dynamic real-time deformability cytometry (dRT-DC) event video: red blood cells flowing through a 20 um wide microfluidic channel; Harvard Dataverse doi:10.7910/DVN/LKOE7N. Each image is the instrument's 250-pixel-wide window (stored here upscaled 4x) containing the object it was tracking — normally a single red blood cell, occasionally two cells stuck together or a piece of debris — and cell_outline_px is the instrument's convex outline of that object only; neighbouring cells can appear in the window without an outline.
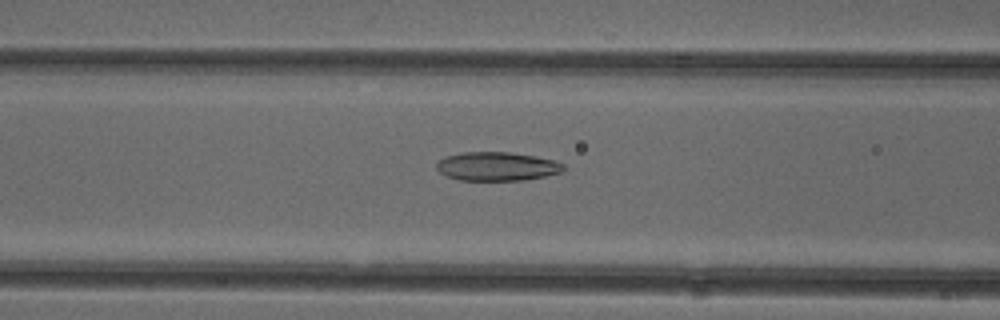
{"species": "common noctule bat (a hibernating species)", "species_latin": "Nyctalus noctula", "temperature_condition": "cold", "stored_images_in_passage": 52, "camera_frame_rate_fps": 3000, "um_per_image_px": 0.085, "animal": {"sex": "female"}, "frame": {"image": 1, "passage_image": 21, "time_ms": 6.667, "image_size_px": [1000, 320], "cell_outline_px": [[564, 168], [560, 172], [544, 176], [524, 180], [460, 180], [448, 176], [440, 172], [436, 168], [436, 164], [444, 156], [460, 152], [508, 152], [536, 156], [552, 160], [564, 164]], "centroid_in_image_um": [42.21, 14.13], "position_along_channel_um": 124.4, "area_um2": 21.15}}
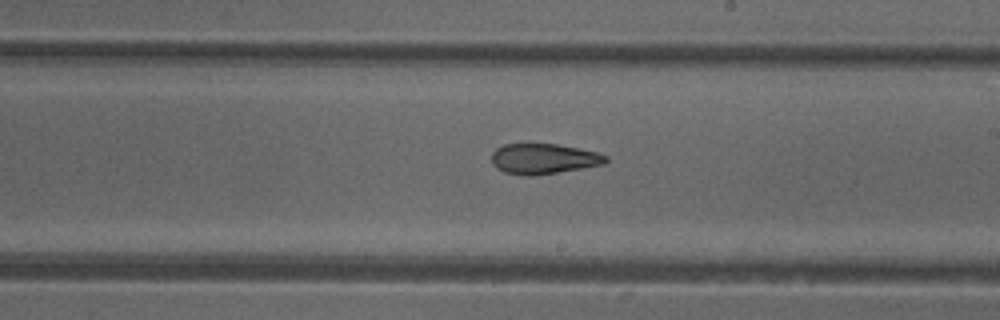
{"frame": {"image": 2, "passage_image": 30, "time_ms": 9.667, "image_size_px": [1000, 320], "cell_outline_px": [[608, 160], [604, 164], [556, 172], [528, 176], [504, 172], [496, 168], [492, 164], [492, 152], [496, 148], [504, 144], [556, 144], [596, 152], [608, 156]], "centroid_in_image_um": [46.17, 13.49], "position_along_channel_um": 242.8, "area_um2": 19.94}}
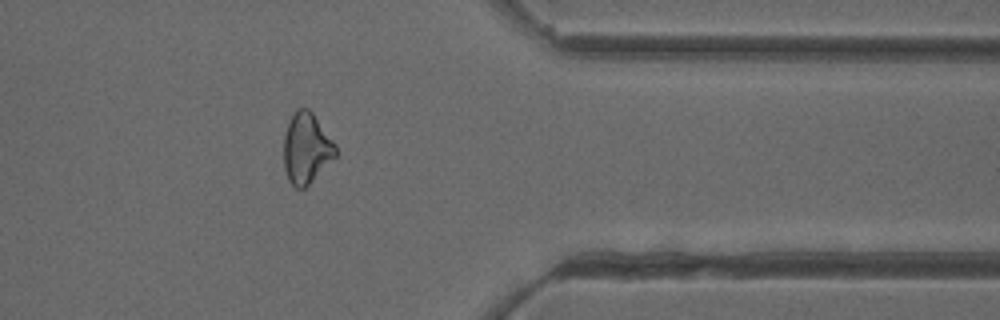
{"frame": {"image": 3, "passage_image": 42, "time_ms": 13.667, "image_size_px": [1000, 320], "cell_outline_px": [[336, 156], [304, 188], [296, 188], [288, 180], [284, 168], [284, 136], [288, 120], [292, 112], [296, 108], [308, 108], [312, 112], [336, 144]], "centroid_in_image_um": [26.02, 12.56], "position_along_channel_um": 385.4, "area_um2": 21.33}, "authors_computed_cell_mechanics": {"area_um2": 22.7443, "velocity_mm_per_s": 3.95, "shape_relaxation_time_tau1_ms": null, "shape_relaxation_time_tau2_ms": 2.6308, "deformation_change_tau1": null, "deformation_change_tau2": 0.101}}